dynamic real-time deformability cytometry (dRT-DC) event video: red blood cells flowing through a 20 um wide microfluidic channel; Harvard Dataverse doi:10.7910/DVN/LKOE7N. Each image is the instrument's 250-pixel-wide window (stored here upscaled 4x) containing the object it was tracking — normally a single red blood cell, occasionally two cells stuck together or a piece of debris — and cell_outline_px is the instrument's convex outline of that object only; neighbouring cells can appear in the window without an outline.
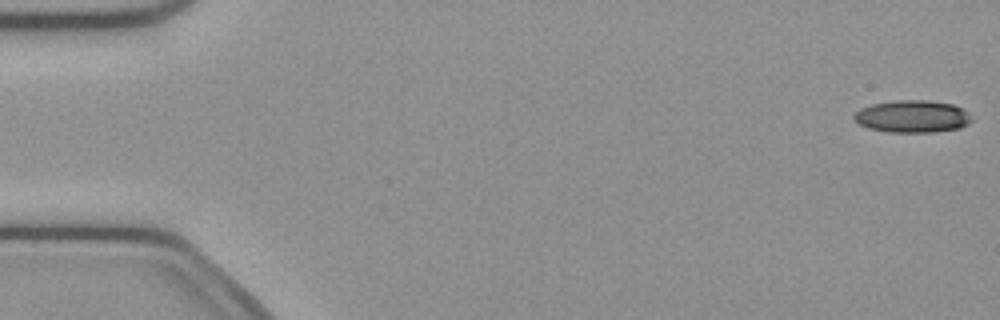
{"species": "common noctule bat (a hibernating species)", "species_latin": "Nyctalus noctula", "temperature_condition": "cold", "stored_images_in_passage": 52, "camera_frame_rate_fps": 3000, "um_per_image_px": 0.085, "animal": {"sex": "female", "body_mass_g": 21.9}, "frame": {"image": 1, "passage_image": 1, "time_ms": 0.0, "image_size_px": [1000, 320], "cell_outline_px": [[972, 120], [968, 124], [960, 128], [932, 132], [888, 132], [868, 128], [860, 124], [852, 116], [860, 108], [872, 104], [896, 100], [928, 100], [952, 104], [964, 108], [968, 112]], "centroid_in_image_um": [77.57, 9.89], "position_along_channel_um": 7.4, "area_um2": 22.2}}
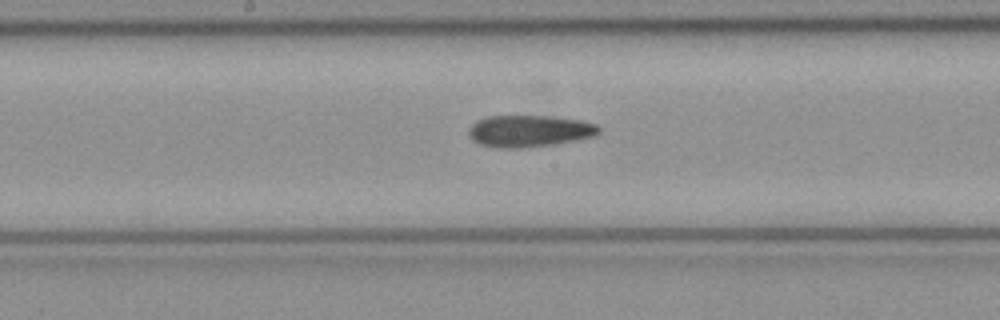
{"frame": {"image": 2, "passage_image": 27, "time_ms": 8.667, "image_size_px": [1000, 320], "cell_outline_px": [[600, 132], [592, 136], [552, 144], [520, 148], [500, 148], [480, 144], [472, 140], [468, 136], [468, 128], [476, 120], [488, 116], [552, 116], [580, 120], [596, 124], [600, 128]], "centroid_in_image_um": [44.93, 11.12], "position_along_channel_um": 203.3, "area_um2": 23.99}}
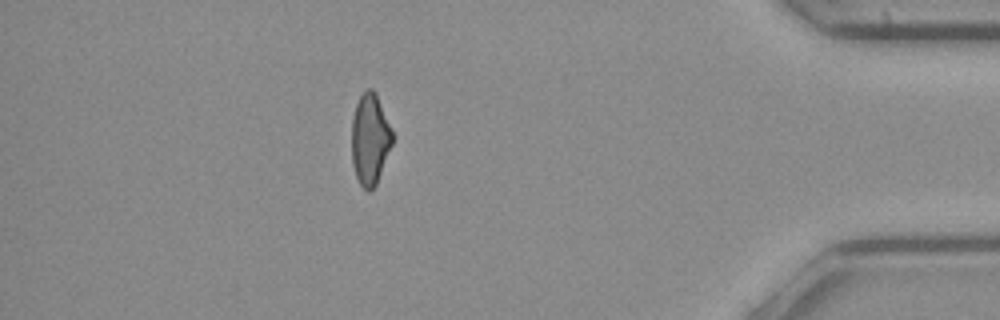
{"frame": {"image": 3, "passage_image": 46, "time_ms": 15.0, "image_size_px": [1000, 320], "cell_outline_px": [[392, 144], [376, 184], [368, 192], [360, 184], [356, 176], [352, 164], [352, 116], [356, 104], [360, 96], [368, 88], [372, 88], [376, 92], [392, 132]], "centroid_in_image_um": [31.43, 11.82], "position_along_channel_um": 403.8, "area_um2": 21.33}, "authors_computed_cell_mechanics": {"area_um2": 23.1489, "velocity_mm_per_s": 3.9144, "shape_relaxation_time_tau1_ms": null, "shape_relaxation_time_tau2_ms": 7.6376, "deformation_change_tau1": null, "deformation_change_tau2": 0.1955}}